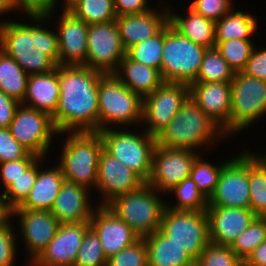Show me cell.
<instances>
[{
    "mask_svg": "<svg viewBox=\"0 0 266 266\" xmlns=\"http://www.w3.org/2000/svg\"><path fill=\"white\" fill-rule=\"evenodd\" d=\"M116 22L122 44L127 50L131 46L157 35L169 23L168 5H164L162 8L160 3L158 9L153 8L141 14L118 16Z\"/></svg>",
    "mask_w": 266,
    "mask_h": 266,
    "instance_id": "obj_23",
    "label": "cell"
},
{
    "mask_svg": "<svg viewBox=\"0 0 266 266\" xmlns=\"http://www.w3.org/2000/svg\"><path fill=\"white\" fill-rule=\"evenodd\" d=\"M143 99L115 74H103L98 83V132L142 123ZM133 123V124H132ZM118 124V125H117Z\"/></svg>",
    "mask_w": 266,
    "mask_h": 266,
    "instance_id": "obj_5",
    "label": "cell"
},
{
    "mask_svg": "<svg viewBox=\"0 0 266 266\" xmlns=\"http://www.w3.org/2000/svg\"><path fill=\"white\" fill-rule=\"evenodd\" d=\"M125 55L116 20L88 26L85 66L103 74H115Z\"/></svg>",
    "mask_w": 266,
    "mask_h": 266,
    "instance_id": "obj_12",
    "label": "cell"
},
{
    "mask_svg": "<svg viewBox=\"0 0 266 266\" xmlns=\"http://www.w3.org/2000/svg\"><path fill=\"white\" fill-rule=\"evenodd\" d=\"M149 0H114L117 16L141 14L153 9Z\"/></svg>",
    "mask_w": 266,
    "mask_h": 266,
    "instance_id": "obj_49",
    "label": "cell"
},
{
    "mask_svg": "<svg viewBox=\"0 0 266 266\" xmlns=\"http://www.w3.org/2000/svg\"><path fill=\"white\" fill-rule=\"evenodd\" d=\"M120 128H108L98 132L104 150L147 183L152 171L156 137L146 131L136 133L135 130H127L124 126L123 130Z\"/></svg>",
    "mask_w": 266,
    "mask_h": 266,
    "instance_id": "obj_7",
    "label": "cell"
},
{
    "mask_svg": "<svg viewBox=\"0 0 266 266\" xmlns=\"http://www.w3.org/2000/svg\"><path fill=\"white\" fill-rule=\"evenodd\" d=\"M56 26L59 44L58 65H83L87 55L88 24L67 9H61Z\"/></svg>",
    "mask_w": 266,
    "mask_h": 266,
    "instance_id": "obj_21",
    "label": "cell"
},
{
    "mask_svg": "<svg viewBox=\"0 0 266 266\" xmlns=\"http://www.w3.org/2000/svg\"><path fill=\"white\" fill-rule=\"evenodd\" d=\"M208 206L250 208L248 150L232 157L222 167Z\"/></svg>",
    "mask_w": 266,
    "mask_h": 266,
    "instance_id": "obj_14",
    "label": "cell"
},
{
    "mask_svg": "<svg viewBox=\"0 0 266 266\" xmlns=\"http://www.w3.org/2000/svg\"><path fill=\"white\" fill-rule=\"evenodd\" d=\"M28 77L21 66L0 49V90L22 103L27 91Z\"/></svg>",
    "mask_w": 266,
    "mask_h": 266,
    "instance_id": "obj_32",
    "label": "cell"
},
{
    "mask_svg": "<svg viewBox=\"0 0 266 266\" xmlns=\"http://www.w3.org/2000/svg\"><path fill=\"white\" fill-rule=\"evenodd\" d=\"M227 136L189 96L176 116L156 136L158 146L196 151ZM219 138V139H218ZM204 146V147H203Z\"/></svg>",
    "mask_w": 266,
    "mask_h": 266,
    "instance_id": "obj_3",
    "label": "cell"
},
{
    "mask_svg": "<svg viewBox=\"0 0 266 266\" xmlns=\"http://www.w3.org/2000/svg\"><path fill=\"white\" fill-rule=\"evenodd\" d=\"M13 217L19 219L27 258L32 263L53 239L60 223L47 210L13 209Z\"/></svg>",
    "mask_w": 266,
    "mask_h": 266,
    "instance_id": "obj_17",
    "label": "cell"
},
{
    "mask_svg": "<svg viewBox=\"0 0 266 266\" xmlns=\"http://www.w3.org/2000/svg\"><path fill=\"white\" fill-rule=\"evenodd\" d=\"M188 7L214 22L234 9L232 0H193Z\"/></svg>",
    "mask_w": 266,
    "mask_h": 266,
    "instance_id": "obj_44",
    "label": "cell"
},
{
    "mask_svg": "<svg viewBox=\"0 0 266 266\" xmlns=\"http://www.w3.org/2000/svg\"><path fill=\"white\" fill-rule=\"evenodd\" d=\"M20 105L18 101L6 95L0 90V127L8 128L11 124L15 111Z\"/></svg>",
    "mask_w": 266,
    "mask_h": 266,
    "instance_id": "obj_50",
    "label": "cell"
},
{
    "mask_svg": "<svg viewBox=\"0 0 266 266\" xmlns=\"http://www.w3.org/2000/svg\"><path fill=\"white\" fill-rule=\"evenodd\" d=\"M18 8L14 5L12 0H0V15L8 14L17 11Z\"/></svg>",
    "mask_w": 266,
    "mask_h": 266,
    "instance_id": "obj_54",
    "label": "cell"
},
{
    "mask_svg": "<svg viewBox=\"0 0 266 266\" xmlns=\"http://www.w3.org/2000/svg\"><path fill=\"white\" fill-rule=\"evenodd\" d=\"M148 251V266H195V260L185 248L172 242L160 230L144 238Z\"/></svg>",
    "mask_w": 266,
    "mask_h": 266,
    "instance_id": "obj_28",
    "label": "cell"
},
{
    "mask_svg": "<svg viewBox=\"0 0 266 266\" xmlns=\"http://www.w3.org/2000/svg\"><path fill=\"white\" fill-rule=\"evenodd\" d=\"M206 213L210 242L226 246H231L256 217L250 208L207 206Z\"/></svg>",
    "mask_w": 266,
    "mask_h": 266,
    "instance_id": "obj_22",
    "label": "cell"
},
{
    "mask_svg": "<svg viewBox=\"0 0 266 266\" xmlns=\"http://www.w3.org/2000/svg\"><path fill=\"white\" fill-rule=\"evenodd\" d=\"M244 266H266V240L246 258Z\"/></svg>",
    "mask_w": 266,
    "mask_h": 266,
    "instance_id": "obj_52",
    "label": "cell"
},
{
    "mask_svg": "<svg viewBox=\"0 0 266 266\" xmlns=\"http://www.w3.org/2000/svg\"><path fill=\"white\" fill-rule=\"evenodd\" d=\"M257 19L250 13L234 10L215 22V41L251 40L258 30Z\"/></svg>",
    "mask_w": 266,
    "mask_h": 266,
    "instance_id": "obj_31",
    "label": "cell"
},
{
    "mask_svg": "<svg viewBox=\"0 0 266 266\" xmlns=\"http://www.w3.org/2000/svg\"><path fill=\"white\" fill-rule=\"evenodd\" d=\"M59 97L58 65L51 72L29 75L26 95L21 104L45 112L52 117L57 110Z\"/></svg>",
    "mask_w": 266,
    "mask_h": 266,
    "instance_id": "obj_25",
    "label": "cell"
},
{
    "mask_svg": "<svg viewBox=\"0 0 266 266\" xmlns=\"http://www.w3.org/2000/svg\"><path fill=\"white\" fill-rule=\"evenodd\" d=\"M115 75L127 88L142 99L155 91L164 82L159 70L135 62L127 55L120 61Z\"/></svg>",
    "mask_w": 266,
    "mask_h": 266,
    "instance_id": "obj_27",
    "label": "cell"
},
{
    "mask_svg": "<svg viewBox=\"0 0 266 266\" xmlns=\"http://www.w3.org/2000/svg\"><path fill=\"white\" fill-rule=\"evenodd\" d=\"M176 198V203L166 202V207L174 211H204L208 206V199L197 188L191 177L185 178L168 192Z\"/></svg>",
    "mask_w": 266,
    "mask_h": 266,
    "instance_id": "obj_35",
    "label": "cell"
},
{
    "mask_svg": "<svg viewBox=\"0 0 266 266\" xmlns=\"http://www.w3.org/2000/svg\"><path fill=\"white\" fill-rule=\"evenodd\" d=\"M195 266H244L231 246L209 243L195 260Z\"/></svg>",
    "mask_w": 266,
    "mask_h": 266,
    "instance_id": "obj_41",
    "label": "cell"
},
{
    "mask_svg": "<svg viewBox=\"0 0 266 266\" xmlns=\"http://www.w3.org/2000/svg\"><path fill=\"white\" fill-rule=\"evenodd\" d=\"M235 72L214 46L206 48L195 82L231 83Z\"/></svg>",
    "mask_w": 266,
    "mask_h": 266,
    "instance_id": "obj_34",
    "label": "cell"
},
{
    "mask_svg": "<svg viewBox=\"0 0 266 266\" xmlns=\"http://www.w3.org/2000/svg\"><path fill=\"white\" fill-rule=\"evenodd\" d=\"M90 227L98 235L106 259L132 245L139 237L106 205L94 206Z\"/></svg>",
    "mask_w": 266,
    "mask_h": 266,
    "instance_id": "obj_20",
    "label": "cell"
},
{
    "mask_svg": "<svg viewBox=\"0 0 266 266\" xmlns=\"http://www.w3.org/2000/svg\"><path fill=\"white\" fill-rule=\"evenodd\" d=\"M19 12L34 13L51 10V0H12Z\"/></svg>",
    "mask_w": 266,
    "mask_h": 266,
    "instance_id": "obj_51",
    "label": "cell"
},
{
    "mask_svg": "<svg viewBox=\"0 0 266 266\" xmlns=\"http://www.w3.org/2000/svg\"><path fill=\"white\" fill-rule=\"evenodd\" d=\"M67 10L88 25L107 23L118 17L114 0H76Z\"/></svg>",
    "mask_w": 266,
    "mask_h": 266,
    "instance_id": "obj_33",
    "label": "cell"
},
{
    "mask_svg": "<svg viewBox=\"0 0 266 266\" xmlns=\"http://www.w3.org/2000/svg\"><path fill=\"white\" fill-rule=\"evenodd\" d=\"M37 174L38 160L1 192L13 209L19 207L25 201L35 184Z\"/></svg>",
    "mask_w": 266,
    "mask_h": 266,
    "instance_id": "obj_42",
    "label": "cell"
},
{
    "mask_svg": "<svg viewBox=\"0 0 266 266\" xmlns=\"http://www.w3.org/2000/svg\"><path fill=\"white\" fill-rule=\"evenodd\" d=\"M250 209L256 216L266 215V154L248 150Z\"/></svg>",
    "mask_w": 266,
    "mask_h": 266,
    "instance_id": "obj_30",
    "label": "cell"
},
{
    "mask_svg": "<svg viewBox=\"0 0 266 266\" xmlns=\"http://www.w3.org/2000/svg\"><path fill=\"white\" fill-rule=\"evenodd\" d=\"M54 11L25 13L34 24L29 21H0V49L12 57L28 75L51 72L58 66L57 33L50 28H43Z\"/></svg>",
    "mask_w": 266,
    "mask_h": 266,
    "instance_id": "obj_1",
    "label": "cell"
},
{
    "mask_svg": "<svg viewBox=\"0 0 266 266\" xmlns=\"http://www.w3.org/2000/svg\"><path fill=\"white\" fill-rule=\"evenodd\" d=\"M254 46L252 40L215 41V47L234 72H242L245 69Z\"/></svg>",
    "mask_w": 266,
    "mask_h": 266,
    "instance_id": "obj_38",
    "label": "cell"
},
{
    "mask_svg": "<svg viewBox=\"0 0 266 266\" xmlns=\"http://www.w3.org/2000/svg\"><path fill=\"white\" fill-rule=\"evenodd\" d=\"M266 115V81L235 72L231 82L230 136Z\"/></svg>",
    "mask_w": 266,
    "mask_h": 266,
    "instance_id": "obj_9",
    "label": "cell"
},
{
    "mask_svg": "<svg viewBox=\"0 0 266 266\" xmlns=\"http://www.w3.org/2000/svg\"><path fill=\"white\" fill-rule=\"evenodd\" d=\"M58 166L65 181L89 190L96 188L100 155L104 149L98 132H67Z\"/></svg>",
    "mask_w": 266,
    "mask_h": 266,
    "instance_id": "obj_4",
    "label": "cell"
},
{
    "mask_svg": "<svg viewBox=\"0 0 266 266\" xmlns=\"http://www.w3.org/2000/svg\"><path fill=\"white\" fill-rule=\"evenodd\" d=\"M188 97L189 85L163 82L155 91L143 98V131L156 137L176 116Z\"/></svg>",
    "mask_w": 266,
    "mask_h": 266,
    "instance_id": "obj_13",
    "label": "cell"
},
{
    "mask_svg": "<svg viewBox=\"0 0 266 266\" xmlns=\"http://www.w3.org/2000/svg\"><path fill=\"white\" fill-rule=\"evenodd\" d=\"M145 182L104 149L100 155L95 190L102 196L98 205H107L115 197L139 189Z\"/></svg>",
    "mask_w": 266,
    "mask_h": 266,
    "instance_id": "obj_18",
    "label": "cell"
},
{
    "mask_svg": "<svg viewBox=\"0 0 266 266\" xmlns=\"http://www.w3.org/2000/svg\"><path fill=\"white\" fill-rule=\"evenodd\" d=\"M248 76L266 81V48H253L245 69L242 71Z\"/></svg>",
    "mask_w": 266,
    "mask_h": 266,
    "instance_id": "obj_48",
    "label": "cell"
},
{
    "mask_svg": "<svg viewBox=\"0 0 266 266\" xmlns=\"http://www.w3.org/2000/svg\"><path fill=\"white\" fill-rule=\"evenodd\" d=\"M168 10L170 25L181 35L206 48L215 46L214 21L204 18L190 7L185 16L177 13L174 14L171 6H168Z\"/></svg>",
    "mask_w": 266,
    "mask_h": 266,
    "instance_id": "obj_29",
    "label": "cell"
},
{
    "mask_svg": "<svg viewBox=\"0 0 266 266\" xmlns=\"http://www.w3.org/2000/svg\"><path fill=\"white\" fill-rule=\"evenodd\" d=\"M44 159L45 157L38 159V174L35 184L25 201L15 209L51 210L65 179L58 165L50 167V169L49 167L42 169L41 165Z\"/></svg>",
    "mask_w": 266,
    "mask_h": 266,
    "instance_id": "obj_26",
    "label": "cell"
},
{
    "mask_svg": "<svg viewBox=\"0 0 266 266\" xmlns=\"http://www.w3.org/2000/svg\"><path fill=\"white\" fill-rule=\"evenodd\" d=\"M159 230L172 242L185 248L194 260L210 243L206 210L174 211L166 207Z\"/></svg>",
    "mask_w": 266,
    "mask_h": 266,
    "instance_id": "obj_10",
    "label": "cell"
},
{
    "mask_svg": "<svg viewBox=\"0 0 266 266\" xmlns=\"http://www.w3.org/2000/svg\"><path fill=\"white\" fill-rule=\"evenodd\" d=\"M13 208L9 205L6 198L0 193V228L12 223Z\"/></svg>",
    "mask_w": 266,
    "mask_h": 266,
    "instance_id": "obj_53",
    "label": "cell"
},
{
    "mask_svg": "<svg viewBox=\"0 0 266 266\" xmlns=\"http://www.w3.org/2000/svg\"><path fill=\"white\" fill-rule=\"evenodd\" d=\"M30 152L10 133L9 128L0 127V163L26 158Z\"/></svg>",
    "mask_w": 266,
    "mask_h": 266,
    "instance_id": "obj_46",
    "label": "cell"
},
{
    "mask_svg": "<svg viewBox=\"0 0 266 266\" xmlns=\"http://www.w3.org/2000/svg\"><path fill=\"white\" fill-rule=\"evenodd\" d=\"M266 240V218L256 216L232 243V251L244 262L253 250Z\"/></svg>",
    "mask_w": 266,
    "mask_h": 266,
    "instance_id": "obj_37",
    "label": "cell"
},
{
    "mask_svg": "<svg viewBox=\"0 0 266 266\" xmlns=\"http://www.w3.org/2000/svg\"><path fill=\"white\" fill-rule=\"evenodd\" d=\"M11 135L30 153L47 158L48 151L58 131L52 117L42 111L20 103L9 125Z\"/></svg>",
    "mask_w": 266,
    "mask_h": 266,
    "instance_id": "obj_11",
    "label": "cell"
},
{
    "mask_svg": "<svg viewBox=\"0 0 266 266\" xmlns=\"http://www.w3.org/2000/svg\"><path fill=\"white\" fill-rule=\"evenodd\" d=\"M147 183L139 189L119 195L106 206L126 222L139 238H145L160 228L166 200Z\"/></svg>",
    "mask_w": 266,
    "mask_h": 266,
    "instance_id": "obj_6",
    "label": "cell"
},
{
    "mask_svg": "<svg viewBox=\"0 0 266 266\" xmlns=\"http://www.w3.org/2000/svg\"><path fill=\"white\" fill-rule=\"evenodd\" d=\"M102 75L83 65H59L60 97L52 116L58 135L98 132V83Z\"/></svg>",
    "mask_w": 266,
    "mask_h": 266,
    "instance_id": "obj_2",
    "label": "cell"
},
{
    "mask_svg": "<svg viewBox=\"0 0 266 266\" xmlns=\"http://www.w3.org/2000/svg\"><path fill=\"white\" fill-rule=\"evenodd\" d=\"M89 189L65 181L51 208V214L64 223L89 222L95 208L90 204Z\"/></svg>",
    "mask_w": 266,
    "mask_h": 266,
    "instance_id": "obj_24",
    "label": "cell"
},
{
    "mask_svg": "<svg viewBox=\"0 0 266 266\" xmlns=\"http://www.w3.org/2000/svg\"><path fill=\"white\" fill-rule=\"evenodd\" d=\"M206 47L181 35L170 23L164 27L161 77L164 82L191 85L196 81Z\"/></svg>",
    "mask_w": 266,
    "mask_h": 266,
    "instance_id": "obj_8",
    "label": "cell"
},
{
    "mask_svg": "<svg viewBox=\"0 0 266 266\" xmlns=\"http://www.w3.org/2000/svg\"><path fill=\"white\" fill-rule=\"evenodd\" d=\"M12 225V226H11ZM13 223L0 228V266H14L17 257V239Z\"/></svg>",
    "mask_w": 266,
    "mask_h": 266,
    "instance_id": "obj_47",
    "label": "cell"
},
{
    "mask_svg": "<svg viewBox=\"0 0 266 266\" xmlns=\"http://www.w3.org/2000/svg\"><path fill=\"white\" fill-rule=\"evenodd\" d=\"M90 222L60 224L55 236L31 266H74Z\"/></svg>",
    "mask_w": 266,
    "mask_h": 266,
    "instance_id": "obj_16",
    "label": "cell"
},
{
    "mask_svg": "<svg viewBox=\"0 0 266 266\" xmlns=\"http://www.w3.org/2000/svg\"><path fill=\"white\" fill-rule=\"evenodd\" d=\"M106 266H148V251L144 238L107 259Z\"/></svg>",
    "mask_w": 266,
    "mask_h": 266,
    "instance_id": "obj_43",
    "label": "cell"
},
{
    "mask_svg": "<svg viewBox=\"0 0 266 266\" xmlns=\"http://www.w3.org/2000/svg\"><path fill=\"white\" fill-rule=\"evenodd\" d=\"M163 44L164 28L157 35L128 48L126 55L131 60L155 68L161 73Z\"/></svg>",
    "mask_w": 266,
    "mask_h": 266,
    "instance_id": "obj_36",
    "label": "cell"
},
{
    "mask_svg": "<svg viewBox=\"0 0 266 266\" xmlns=\"http://www.w3.org/2000/svg\"><path fill=\"white\" fill-rule=\"evenodd\" d=\"M40 157L30 153L26 158L0 163V178L6 189L29 169Z\"/></svg>",
    "mask_w": 266,
    "mask_h": 266,
    "instance_id": "obj_45",
    "label": "cell"
},
{
    "mask_svg": "<svg viewBox=\"0 0 266 266\" xmlns=\"http://www.w3.org/2000/svg\"><path fill=\"white\" fill-rule=\"evenodd\" d=\"M228 161L227 159L219 165H213L210 162H206L203 157L199 155L193 162L190 177L207 199H209L214 192L221 169Z\"/></svg>",
    "mask_w": 266,
    "mask_h": 266,
    "instance_id": "obj_39",
    "label": "cell"
},
{
    "mask_svg": "<svg viewBox=\"0 0 266 266\" xmlns=\"http://www.w3.org/2000/svg\"><path fill=\"white\" fill-rule=\"evenodd\" d=\"M106 264L107 259L104 255L100 239L90 227L83 237L74 266H106Z\"/></svg>",
    "mask_w": 266,
    "mask_h": 266,
    "instance_id": "obj_40",
    "label": "cell"
},
{
    "mask_svg": "<svg viewBox=\"0 0 266 266\" xmlns=\"http://www.w3.org/2000/svg\"><path fill=\"white\" fill-rule=\"evenodd\" d=\"M60 1V0H59ZM63 9H68L76 0H63ZM58 0H51V9L57 8Z\"/></svg>",
    "mask_w": 266,
    "mask_h": 266,
    "instance_id": "obj_55",
    "label": "cell"
},
{
    "mask_svg": "<svg viewBox=\"0 0 266 266\" xmlns=\"http://www.w3.org/2000/svg\"><path fill=\"white\" fill-rule=\"evenodd\" d=\"M189 96L230 138L231 83L194 82Z\"/></svg>",
    "mask_w": 266,
    "mask_h": 266,
    "instance_id": "obj_19",
    "label": "cell"
},
{
    "mask_svg": "<svg viewBox=\"0 0 266 266\" xmlns=\"http://www.w3.org/2000/svg\"><path fill=\"white\" fill-rule=\"evenodd\" d=\"M197 151L166 148L156 145L152 156V171L147 184L158 192L167 193L185 178L190 177Z\"/></svg>",
    "mask_w": 266,
    "mask_h": 266,
    "instance_id": "obj_15",
    "label": "cell"
}]
</instances>
